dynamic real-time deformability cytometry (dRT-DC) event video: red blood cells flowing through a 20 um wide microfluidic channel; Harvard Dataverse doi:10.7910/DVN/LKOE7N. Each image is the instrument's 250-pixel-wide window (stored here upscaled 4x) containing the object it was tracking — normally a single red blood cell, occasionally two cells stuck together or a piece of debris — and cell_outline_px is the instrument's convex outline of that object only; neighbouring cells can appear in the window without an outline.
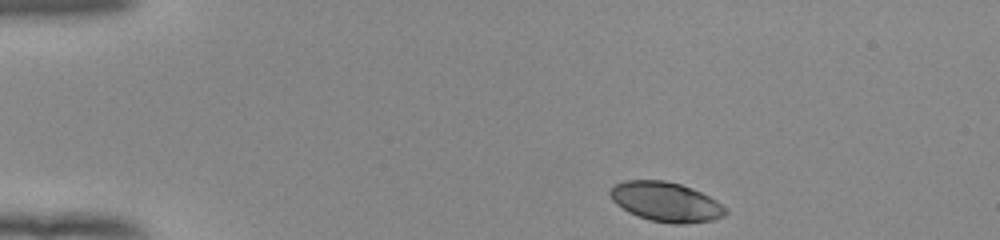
{"species": "human", "species_latin": "Homo sapiens", "temperature_condition": "room temperature", "stored_images_in_passage": 45, "camera_frame_rate_fps": 3000, "um_per_image_px": 0.085, "donor": {"sex": "female"}, "frame": {"image": 1, "passage_image": 1, "time_ms": 0.0, "image_size_px": [1000, 240], "cell_outline_px": [[728, 212], [724, 216], [712, 220], [680, 224], [672, 224], [648, 220], [628, 212], [616, 204], [612, 200], [608, 192], [616, 184], [624, 180], [664, 180], [680, 184], [692, 188], [716, 200]], "centroid_in_image_um": [56.57, 17.16], "position_along_channel_um": 28.4, "area_um2": 26.53}}
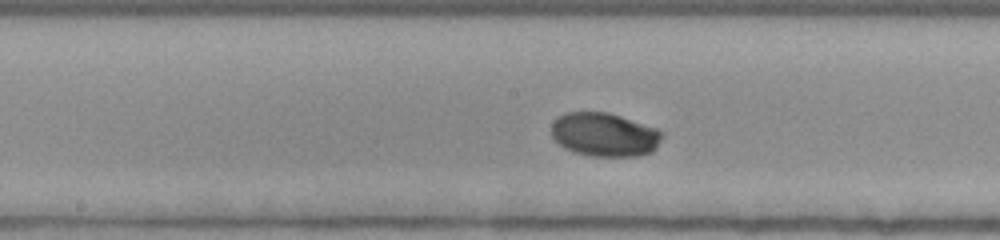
{"frame": {"image": 2, "passage_image": 20, "time_ms": 6.333, "image_size_px": [1000, 240], "cell_outline_px": [[664, 136], [652, 152], [636, 156], [592, 156], [576, 152], [564, 148], [552, 136], [552, 124], [564, 112], [608, 112], [656, 128], [664, 132]], "centroid_in_image_um": [51.41, 11.44], "position_along_channel_um": 196.8, "area_um2": 28.03}}
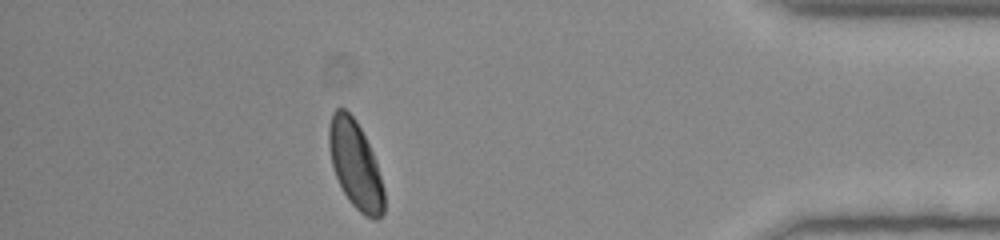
{"frame": {"image": 3, "passage_image": 39, "time_ms": 12.667, "image_size_px": [1000, 240], "cell_outline_px": [[384, 212], [376, 220], [372, 220], [364, 216], [348, 200], [332, 168], [328, 148], [328, 128], [332, 112], [336, 108], [344, 108], [356, 120], [372, 152], [384, 188]], "centroid_in_image_um": [30.18, 14.01], "position_along_channel_um": 405.0, "area_um2": 28.09}, "authors_computed_cell_mechanics": {"area_um2": 27.5706, "velocity_mm_per_s": 3.9054, "shape_relaxation_time_tau1_ms": 2.4705, "shape_relaxation_time_tau2_ms": null, "deformation_change_tau1": 0.1293, "deformation_change_tau2": null}}